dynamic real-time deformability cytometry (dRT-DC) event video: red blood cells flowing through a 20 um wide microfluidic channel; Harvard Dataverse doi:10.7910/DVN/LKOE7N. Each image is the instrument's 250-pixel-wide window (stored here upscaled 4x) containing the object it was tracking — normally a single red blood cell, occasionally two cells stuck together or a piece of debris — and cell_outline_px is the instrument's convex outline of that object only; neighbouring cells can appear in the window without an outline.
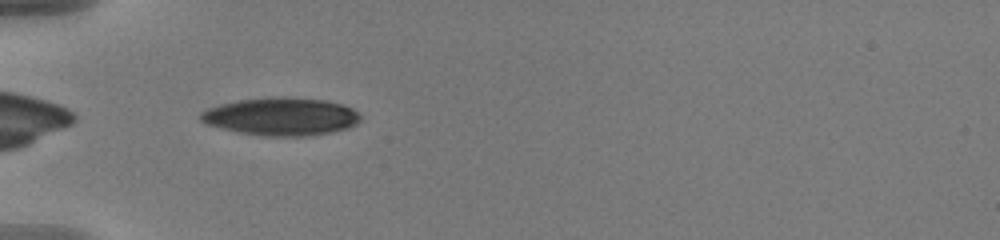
{"species": "human", "species_latin": "Homo sapiens", "temperature_condition": "warm", "stored_images_in_passage": 38, "camera_frame_rate_fps": 3000, "um_per_image_px": 0.085, "donor": {"sex": "male"}, "frame": {"image": 1, "passage_image": 1, "time_ms": 0.0, "image_size_px": [1000, 240], "cell_outline_px": [[360, 120], [356, 124], [348, 128], [332, 132], [312, 136], [264, 136], [240, 132], [208, 124], [200, 120], [200, 112], [208, 108], [220, 104], [236, 100], [272, 96], [288, 96], [328, 100], [352, 108], [360, 116]], "centroid_in_image_um": [23.92, 9.89], "position_along_channel_um": 61.1, "area_um2": 35.49}}
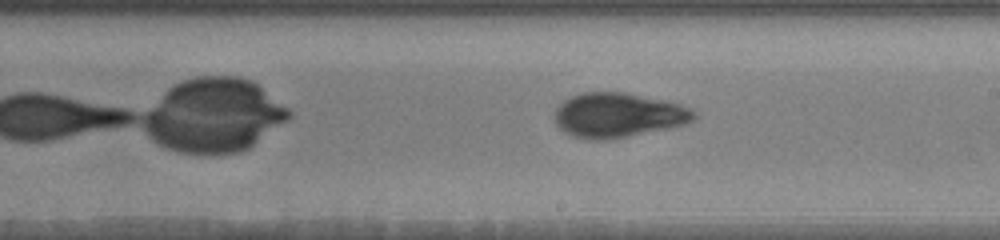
{"frame": {"image": 2, "passage_image": 16, "time_ms": 5.0, "image_size_px": [1000, 240], "cell_outline_px": [[696, 116], [692, 120], [684, 124], [604, 140], [588, 140], [572, 136], [564, 132], [552, 120], [556, 108], [564, 100], [580, 92], [624, 92], [664, 100], [680, 104], [692, 108], [696, 112]], "centroid_in_image_um": [52.48, 9.77], "position_along_channel_um": 236.5, "area_um2": 36.01}}
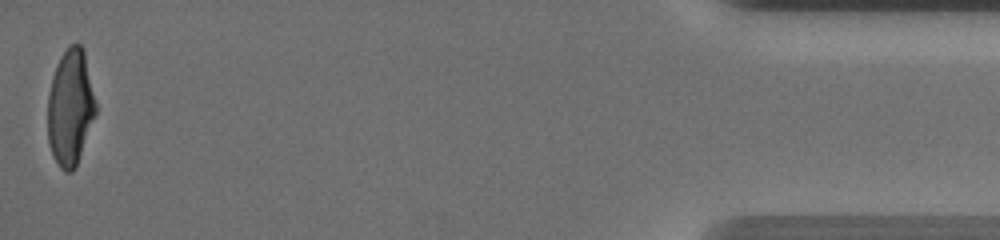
{"frame": {"image": 3, "passage_image": 38, "time_ms": 12.333, "image_size_px": [1000, 240], "cell_outline_px": [[96, 112], [76, 168], [72, 172], [64, 172], [60, 168], [52, 152], [48, 140], [48, 96], [52, 76], [56, 64], [60, 56], [68, 44], [80, 44], [84, 48], [96, 104]], "centroid_in_image_um": [5.98, 9.11], "position_along_channel_um": 429.2, "area_um2": 32.6}, "authors_computed_cell_mechanics": {"area_um2": 34.8534, "velocity_mm_per_s": 3.664, "shape_relaxation_time_tau1_ms": 5.4792, "shape_relaxation_time_tau2_ms": 1.1793, "deformation_change_tau1": 0.2152, "deformation_change_tau2": 0.0605}}